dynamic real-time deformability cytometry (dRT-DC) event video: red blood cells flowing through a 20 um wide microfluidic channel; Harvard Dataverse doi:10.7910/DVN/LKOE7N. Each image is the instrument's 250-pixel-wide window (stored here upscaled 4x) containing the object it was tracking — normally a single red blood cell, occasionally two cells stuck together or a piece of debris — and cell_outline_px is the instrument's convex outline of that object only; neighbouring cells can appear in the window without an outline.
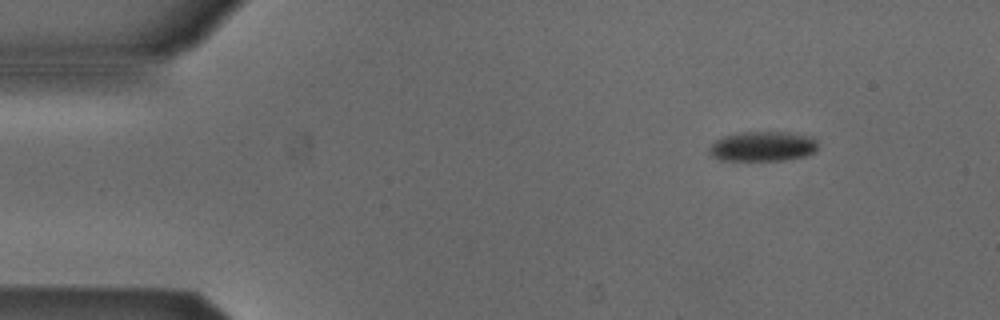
{"species": "Egyptian fruit bat (a non-hibernating species)", "species_latin": "Rousettus aegyptiacus", "temperature_condition": "cold", "stored_images_in_passage": 47, "camera_frame_rate_fps": 3000, "um_per_image_px": 0.085, "animal": {"sex": "male"}, "frame": {"image": 1, "passage_image": 1, "time_ms": 0.0, "image_size_px": [1000, 320], "cell_outline_px": [[816, 148], [812, 152], [804, 156], [788, 160], [720, 160], [712, 156], [708, 152], [708, 148], [716, 140], [724, 136], [744, 132], [788, 132], [812, 136], [816, 140]], "centroid_in_image_um": [64.82, 12.44], "position_along_channel_um": 20.2, "area_um2": 18.84}}
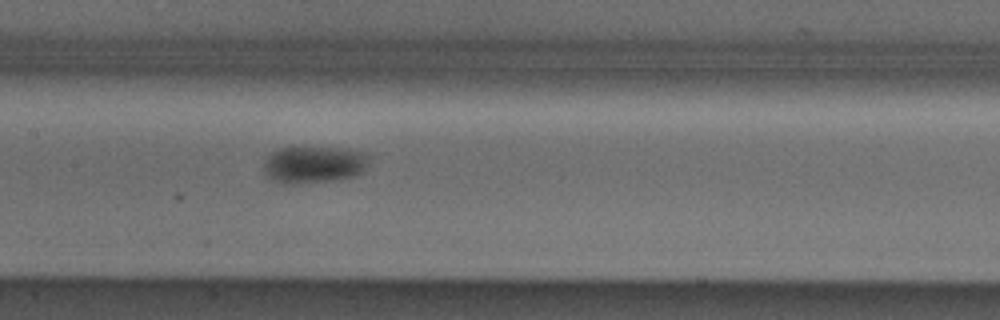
{"frame": {"image": 2, "passage_image": 20, "time_ms": 6.333, "image_size_px": [1000, 320], "cell_outline_px": [[368, 160], [364, 168], [360, 172], [352, 176], [332, 180], [296, 184], [280, 184], [272, 180], [264, 172], [264, 160], [272, 152], [280, 148], [336, 148], [364, 152], [368, 156]], "centroid_in_image_um": [26.61, 14.0], "position_along_channel_um": 180.8, "area_um2": 22.37}}
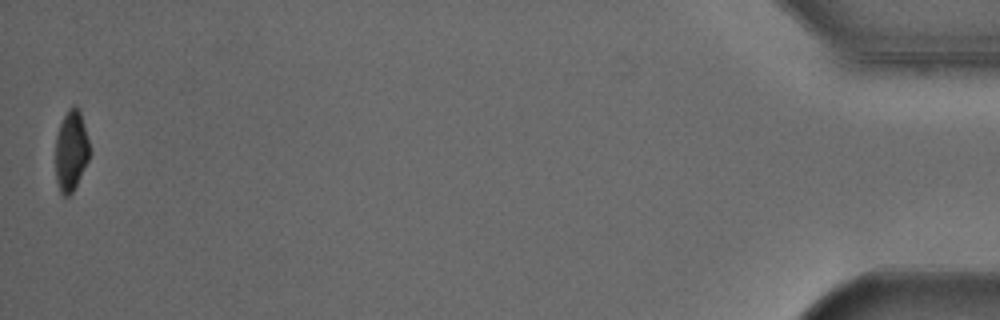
{"frame": {"image": 3, "passage_image": 47, "time_ms": 15.333, "image_size_px": [1000, 320], "cell_outline_px": [[92, 152], [72, 192], [68, 196], [64, 196], [60, 192], [56, 180], [56, 136], [60, 124], [68, 108], [72, 104], [76, 104], [80, 112]], "centroid_in_image_um": [6.05, 12.78], "position_along_channel_um": 429.1, "area_um2": 16.01}, "authors_computed_cell_mechanics": {"area_um2": 20.808, "velocity_mm_per_s": 3.8723, "shape_relaxation_time_tau1_ms": 10.4201, "shape_relaxation_time_tau2_ms": null, "deformation_change_tau1": 0.1897, "deformation_change_tau2": null}}